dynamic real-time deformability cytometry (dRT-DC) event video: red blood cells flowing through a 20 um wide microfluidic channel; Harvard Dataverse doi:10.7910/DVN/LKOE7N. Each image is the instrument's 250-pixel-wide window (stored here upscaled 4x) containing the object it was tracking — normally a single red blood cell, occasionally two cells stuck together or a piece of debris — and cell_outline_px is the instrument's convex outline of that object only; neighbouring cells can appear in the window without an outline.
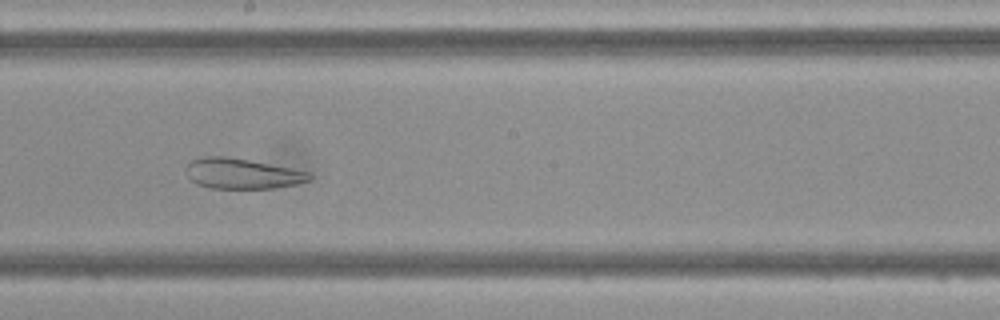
{"species": "Egyptian fruit bat (a non-hibernating species)", "species_latin": "Rousettus aegyptiacus", "temperature_condition": "cold", "stored_images_in_passage": 49, "camera_frame_rate_fps": 3000, "um_per_image_px": 0.085, "frame": {"image": 1, "passage_image": 27, "time_ms": 8.667, "image_size_px": [1000, 320], "cell_outline_px": [[312, 176], [308, 180], [296, 184], [272, 188], [212, 188], [196, 184], [188, 176], [188, 164], [192, 160], [204, 156], [228, 156], [292, 168], [308, 172]], "centroid_in_image_um": [20.58, 14.75], "position_along_channel_um": 227.6, "area_um2": 21.56}}
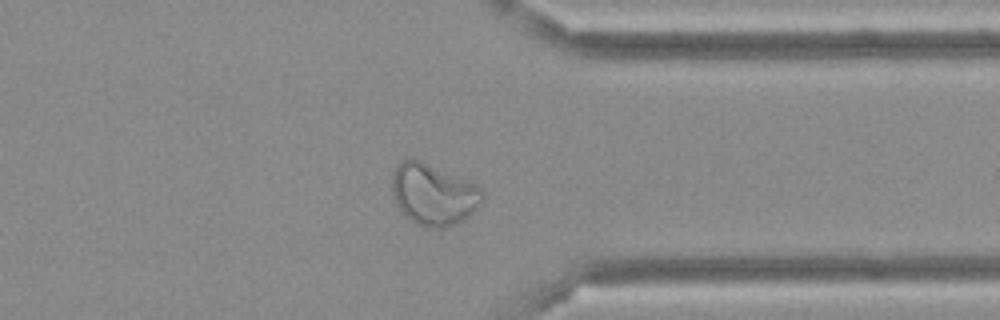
{"frame": {"image": 2, "passage_image": 38, "time_ms": 12.333, "image_size_px": [1000, 320], "cell_outline_px": [[484, 196], [476, 208], [468, 216], [456, 224], [444, 228], [428, 228], [416, 224], [396, 204], [392, 192], [392, 172], [396, 164], [400, 160], [420, 160], [472, 184], [480, 188], [484, 192]], "centroid_in_image_um": [36.79, 16.54], "position_along_channel_um": 374.6, "area_um2": 31.67}}
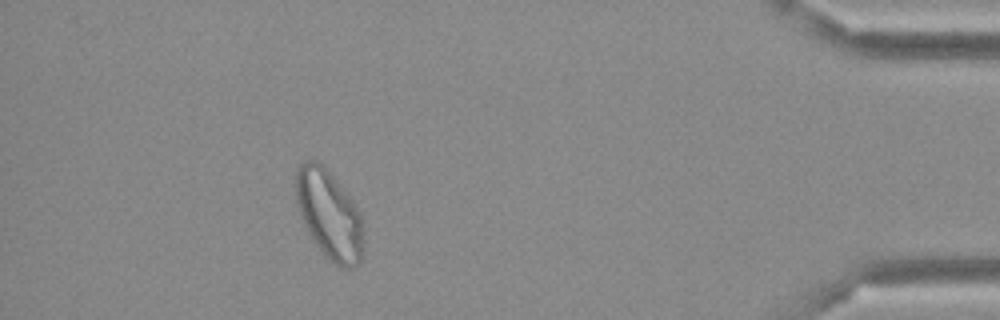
{"frame": {"image": 3, "passage_image": 44, "time_ms": 14.333, "image_size_px": [1000, 320], "cell_outline_px": [[364, 252], [360, 264], [352, 268], [344, 268], [332, 264], [324, 256], [308, 232], [304, 224], [296, 200], [296, 168], [304, 160], [316, 160], [332, 176], [356, 204], [364, 220]], "centroid_in_image_um": [28.03, 18.31], "position_along_channel_um": 407.2, "area_um2": 35.49}}